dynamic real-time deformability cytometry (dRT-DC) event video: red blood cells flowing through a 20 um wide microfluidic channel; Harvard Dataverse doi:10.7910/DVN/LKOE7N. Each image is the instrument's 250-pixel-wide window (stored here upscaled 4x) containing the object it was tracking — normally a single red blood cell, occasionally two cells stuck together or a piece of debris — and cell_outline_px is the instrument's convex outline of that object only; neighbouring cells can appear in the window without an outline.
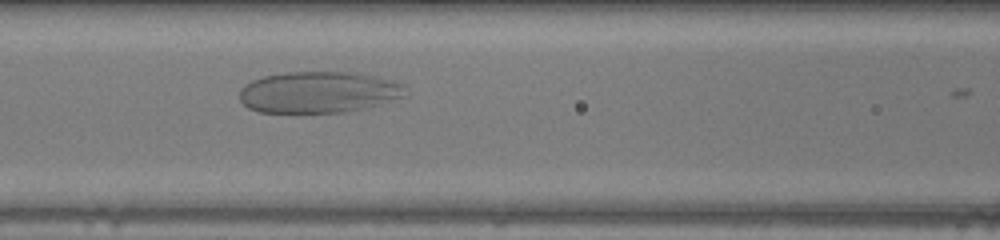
{"species": "human", "species_latin": "Homo sapiens", "temperature_condition": "warm", "stored_images_in_passage": 34, "camera_frame_rate_fps": 3000, "um_per_image_px": 0.085, "donor": {"sex": "female"}, "frame": {"image": 1, "passage_image": 14, "time_ms": 4.333, "image_size_px": [1000, 240], "cell_outline_px": [[404, 96], [364, 108], [344, 112], [260, 112], [248, 108], [240, 100], [240, 88], [244, 84], [252, 80], [264, 76], [288, 72], [356, 72], [376, 76], [392, 80], [404, 84]], "centroid_in_image_um": [27.05, 7.82], "position_along_channel_um": 139.5, "area_um2": 39.88}}
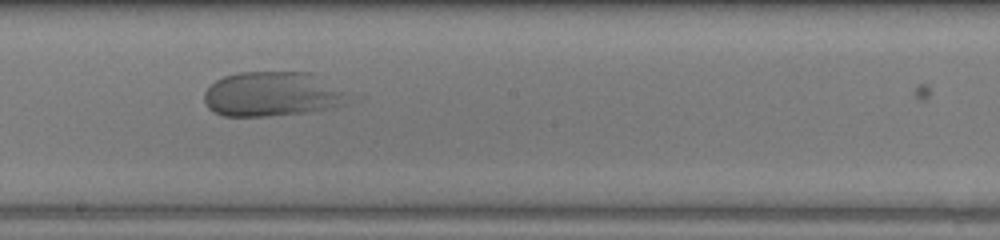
{"frame": {"image": 2, "passage_image": 20, "time_ms": 6.333, "image_size_px": [1000, 240], "cell_outline_px": [[364, 96], [360, 100], [348, 104], [332, 108], [308, 112], [268, 116], [224, 116], [212, 112], [208, 108], [204, 100], [204, 92], [216, 80], [224, 76], [236, 72], [312, 72]], "centroid_in_image_um": [23.4, 8.0], "position_along_channel_um": 224.8, "area_um2": 39.42}}
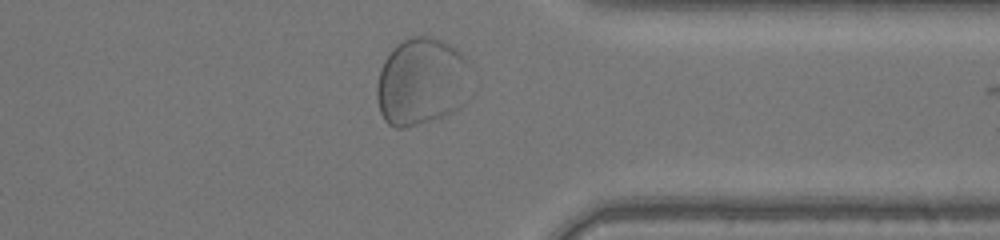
{"frame": {"image": 3, "passage_image": 31, "time_ms": 10.0, "image_size_px": [1000, 240], "cell_outline_px": [[468, 100], [464, 104], [452, 112], [404, 128], [396, 128], [388, 124], [384, 120], [380, 112], [376, 96], [376, 88], [380, 68], [384, 60], [396, 44], [408, 36], [432, 36], [456, 48], [468, 60]], "centroid_in_image_um": [35.81, 6.92], "position_along_channel_um": 375.6, "area_um2": 48.21}}